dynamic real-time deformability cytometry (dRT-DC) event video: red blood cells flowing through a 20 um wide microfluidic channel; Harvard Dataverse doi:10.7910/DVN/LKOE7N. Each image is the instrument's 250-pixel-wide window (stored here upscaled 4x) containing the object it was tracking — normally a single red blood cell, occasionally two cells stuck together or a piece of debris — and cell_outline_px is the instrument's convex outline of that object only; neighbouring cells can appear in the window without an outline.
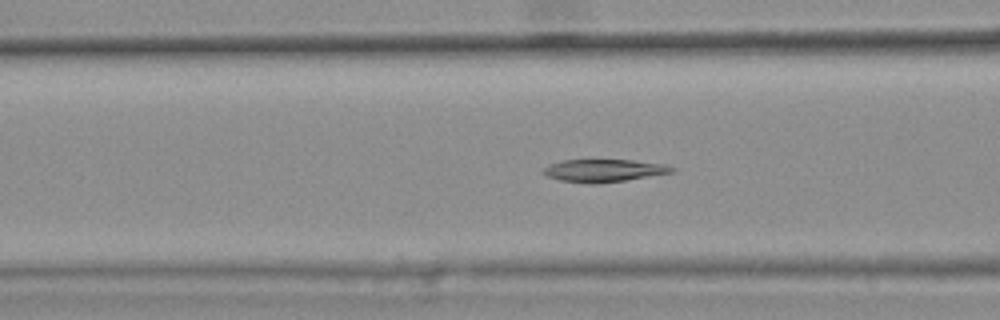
{"species": "common noctule bat (a hibernating species)", "species_latin": "Nyctalus noctula", "temperature_condition": "warm", "stored_images_in_passage": 44, "camera_frame_rate_fps": 3000, "um_per_image_px": 0.085, "animal": {"sex": "female", "body_mass_g": 25.1}, "frame": {"image": 1, "passage_image": 19, "time_ms": 6.0, "image_size_px": [1000, 320], "cell_outline_px": [[676, 172], [624, 180], [596, 184], [592, 184], [560, 180], [548, 176], [540, 172], [548, 164], [564, 160], [632, 160], [664, 164], [676, 168]], "centroid_in_image_um": [51.33, 14.49], "position_along_channel_um": 115.3, "area_um2": 16.94}, "authors_computed_cell_mechanics": {"area_um2": 18.2648, "velocity_mm_per_s": 3.7955, "shape_relaxation_time_tau1_ms": null, "shape_relaxation_time_tau2_ms": 4.8626, "deformation_change_tau1": null, "deformation_change_tau2": 0.1204}}